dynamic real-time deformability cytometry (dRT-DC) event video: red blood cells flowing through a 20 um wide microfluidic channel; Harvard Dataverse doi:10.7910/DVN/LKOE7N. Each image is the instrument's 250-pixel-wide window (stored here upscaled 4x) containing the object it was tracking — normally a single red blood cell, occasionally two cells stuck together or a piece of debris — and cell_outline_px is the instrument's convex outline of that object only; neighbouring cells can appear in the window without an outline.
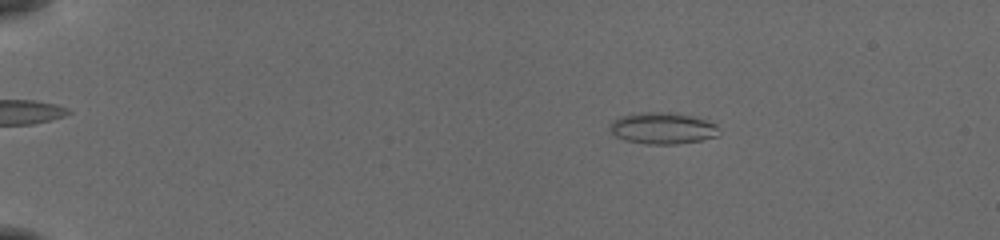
{"species": "common noctule bat (a hibernating species)", "species_latin": "Nyctalus noctula", "temperature_condition": "cold", "stored_images_in_passage": 55, "camera_frame_rate_fps": 3000, "um_per_image_px": 0.085, "animal": {"sex": "female", "body_mass_g": 19.5, "forearm_length_mm": 54.1}, "frame": {"image": 1, "passage_image": 10, "time_ms": 3.0, "image_size_px": [1000, 240], "cell_outline_px": [[720, 132], [716, 136], [700, 140], [676, 144], [644, 144], [624, 140], [616, 136], [608, 128], [620, 116], [640, 112], [676, 112], [696, 116], [708, 120], [716, 124], [720, 128]], "centroid_in_image_um": [56.37, 10.89], "position_along_channel_um": 28.6, "area_um2": 20.29}}
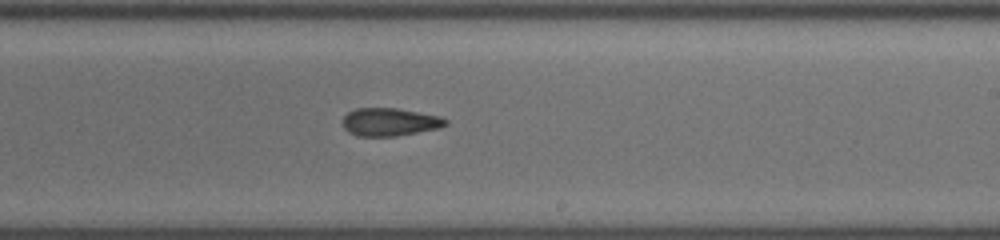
{"frame": {"image": 2, "passage_image": 35, "time_ms": 11.333, "image_size_px": [1000, 240], "cell_outline_px": [[448, 124], [440, 128], [396, 136], [356, 136], [348, 132], [344, 128], [344, 116], [348, 112], [356, 108], [396, 108], [440, 116], [448, 120]], "centroid_in_image_um": [33.14, 10.37], "position_along_channel_um": 255.9, "area_um2": 16.76}}
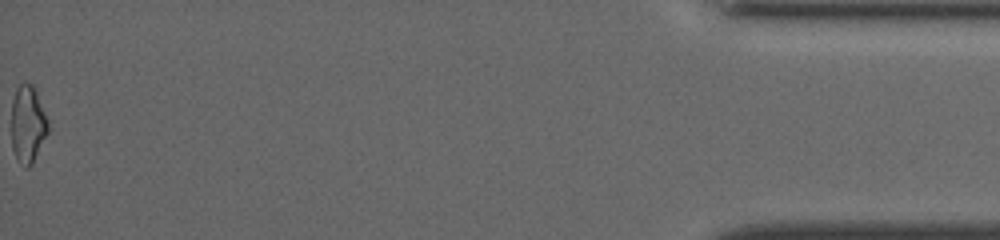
{"frame": {"image": 3, "passage_image": 55, "time_ms": 18.0, "image_size_px": [1000, 240], "cell_outline_px": [[48, 132], [32, 164], [28, 168], [24, 168], [16, 156], [12, 148], [12, 100], [16, 88], [20, 84], [32, 84], [36, 88], [48, 120]], "centroid_in_image_um": [2.37, 10.54], "position_along_channel_um": 432.8, "area_um2": 16.53}, "authors_computed_cell_mechanics": {"area_um2": 17.6868, "velocity_mm_per_s": 3.8807, "shape_relaxation_time_tau1_ms": 5.0078, "shape_relaxation_time_tau2_ms": 2.9726, "deformation_change_tau1": 0.119, "deformation_change_tau2": 0.1132}}